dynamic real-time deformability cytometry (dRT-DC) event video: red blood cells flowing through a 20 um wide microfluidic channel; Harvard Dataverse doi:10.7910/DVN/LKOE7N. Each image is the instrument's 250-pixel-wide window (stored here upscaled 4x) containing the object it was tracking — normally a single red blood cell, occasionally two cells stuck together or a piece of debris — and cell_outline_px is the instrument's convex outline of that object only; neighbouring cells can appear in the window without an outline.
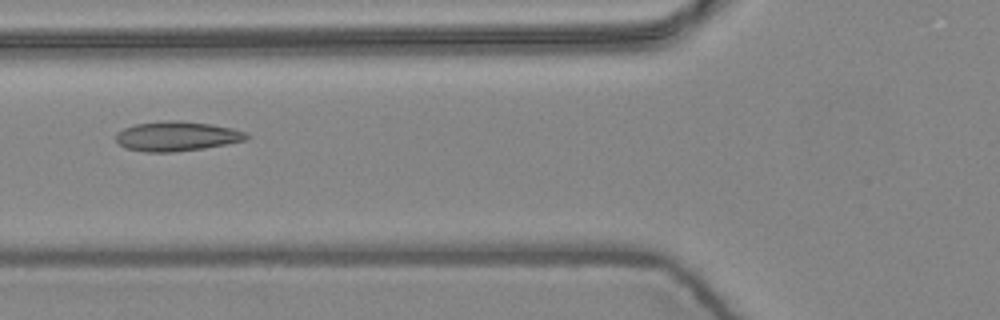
{"species": "common noctule bat (a hibernating species)", "species_latin": "Nyctalus noctula", "temperature_condition": "warm", "stored_images_in_passage": 7, "camera_frame_rate_fps": 3000, "um_per_image_px": 0.085, "animal": {"sex": "female", "body_mass_g": 24.6, "forearm_length_mm": 56.2}, "frame": {"image": 1, "passage_image": 6, "time_ms": 1.667, "image_size_px": [1000, 320], "cell_outline_px": [[248, 140], [204, 148], [172, 152], [144, 152], [124, 148], [116, 140], [116, 132], [124, 128], [136, 124], [172, 120], [176, 120], [212, 124], [232, 128], [244, 132], [248, 136]], "centroid_in_image_um": [15.01, 11.58], "position_along_channel_um": 110.8, "area_um2": 22.48}}
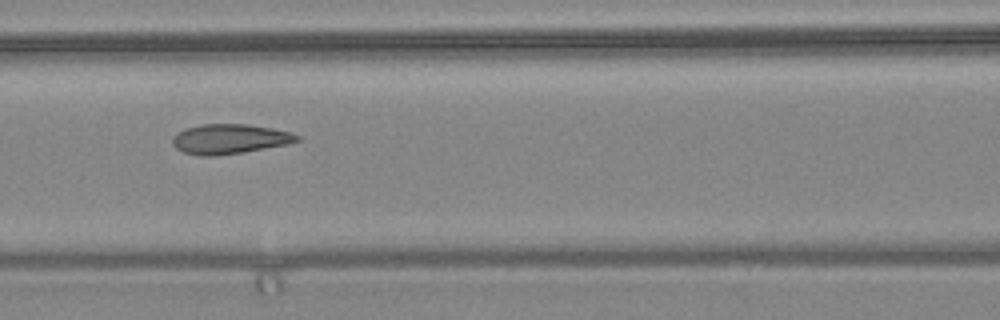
{"frame": {"image": 2, "passage_image": 7, "time_ms": 2.0, "image_size_px": [1000, 320], "cell_outline_px": [[300, 140], [288, 144], [244, 152], [212, 156], [200, 156], [184, 152], [176, 148], [172, 144], [172, 136], [184, 128], [200, 124], [248, 124], [272, 128], [292, 132], [300, 136]], "centroid_in_image_um": [19.51, 11.81], "position_along_channel_um": 147.1, "area_um2": 21.79}}